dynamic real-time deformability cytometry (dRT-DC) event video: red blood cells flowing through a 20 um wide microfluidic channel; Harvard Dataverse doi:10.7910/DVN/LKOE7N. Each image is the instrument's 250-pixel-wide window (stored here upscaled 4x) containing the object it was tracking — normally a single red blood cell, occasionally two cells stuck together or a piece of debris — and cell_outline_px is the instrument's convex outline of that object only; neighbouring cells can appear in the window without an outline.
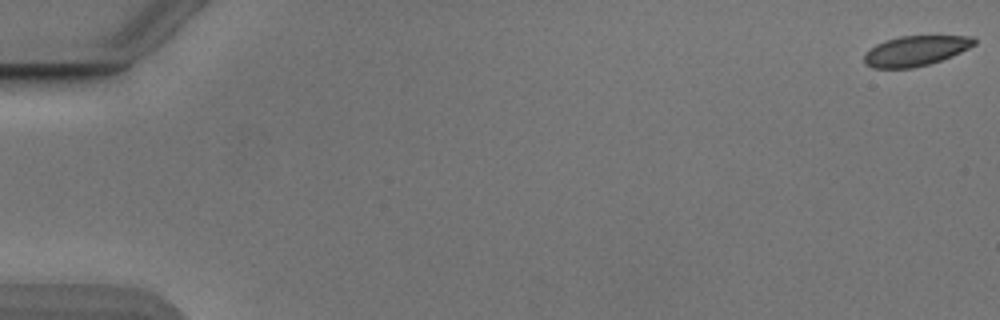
{"species": "Egyptian fruit bat (a non-hibernating species)", "species_latin": "Rousettus aegyptiacus", "temperature_condition": "cold", "stored_images_in_passage": 10, "camera_frame_rate_fps": 3000, "um_per_image_px": 0.085, "animal": {"sex": "male"}, "frame": {"image": 1, "passage_image": 1, "time_ms": 0.0, "image_size_px": [1000, 320], "cell_outline_px": [[976, 44], [952, 56], [928, 64], [912, 68], [872, 68], [864, 64], [864, 56], [876, 44], [900, 36], [972, 36], [976, 40]], "centroid_in_image_um": [77.83, 4.32], "position_along_channel_um": 7.2, "area_um2": 19.07}}